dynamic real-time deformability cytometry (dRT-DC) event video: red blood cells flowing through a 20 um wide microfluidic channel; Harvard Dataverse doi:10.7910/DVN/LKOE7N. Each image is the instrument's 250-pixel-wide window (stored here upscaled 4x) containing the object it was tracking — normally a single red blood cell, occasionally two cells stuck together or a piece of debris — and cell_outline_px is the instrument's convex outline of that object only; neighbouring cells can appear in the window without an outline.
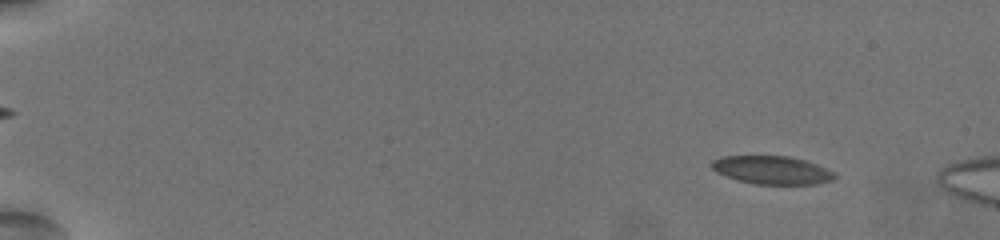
{"species": "common noctule bat (a hibernating species)", "species_latin": "Nyctalus noctula", "temperature_condition": "warm", "stored_images_in_passage": 18, "camera_frame_rate_fps": 3000, "um_per_image_px": 0.085, "animal": {"sex": "female", "body_mass_g": 19.5, "forearm_length_mm": 54.1}, "frame": {"image": 1, "passage_image": 8, "time_ms": 2.333, "image_size_px": [1000, 240], "cell_outline_px": [[836, 176], [832, 180], [816, 184], [756, 184], [736, 180], [716, 172], [712, 168], [712, 160], [724, 156], [788, 156], [804, 160], [816, 164], [832, 172]], "centroid_in_image_um": [65.58, 14.46], "position_along_channel_um": 19.4, "area_um2": 20.0}}